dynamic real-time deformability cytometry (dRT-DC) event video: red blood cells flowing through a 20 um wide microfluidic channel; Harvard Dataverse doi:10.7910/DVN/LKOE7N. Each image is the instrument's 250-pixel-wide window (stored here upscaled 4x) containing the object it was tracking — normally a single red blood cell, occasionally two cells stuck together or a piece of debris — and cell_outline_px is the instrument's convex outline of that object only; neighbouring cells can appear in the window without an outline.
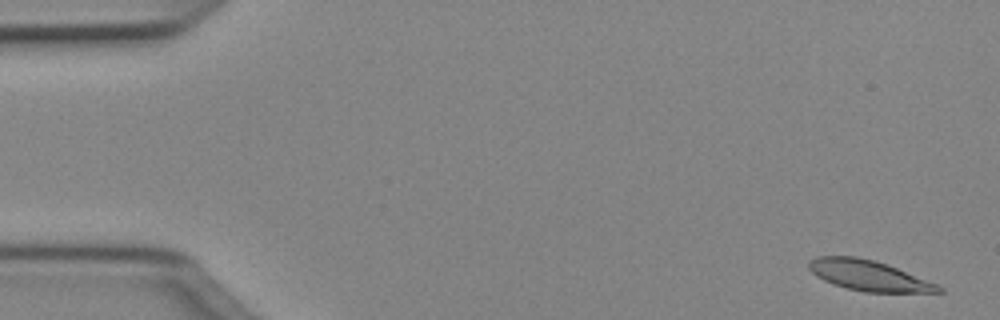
{"species": "Egyptian fruit bat (a non-hibernating species)", "species_latin": "Rousettus aegyptiacus", "temperature_condition": "cold", "stored_images_in_passage": 50, "camera_frame_rate_fps": 3000, "um_per_image_px": 0.085, "animal": {"sex": "female"}, "frame": {"image": 1, "passage_image": 2, "time_ms": 0.333, "image_size_px": [1000, 320], "cell_outline_px": [[944, 292], [864, 292], [832, 284], [816, 276], [808, 268], [808, 260], [816, 256], [856, 256], [888, 264], [940, 284], [944, 288]], "centroid_in_image_um": [73.87, 23.41], "position_along_channel_um": 11.1, "area_um2": 23.24}}
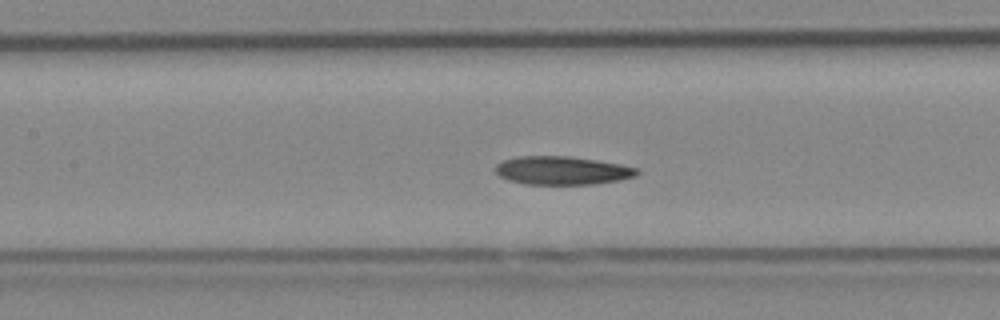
{"frame": {"image": 2, "passage_image": 23, "time_ms": 7.333, "image_size_px": [1000, 320], "cell_outline_px": [[640, 172], [636, 176], [620, 180], [596, 184], [524, 184], [508, 180], [500, 176], [496, 172], [496, 164], [504, 160], [516, 156], [568, 156], [596, 160], [620, 164], [640, 168]], "centroid_in_image_um": [47.81, 14.49], "position_along_channel_um": 159.6, "area_um2": 23.52}}
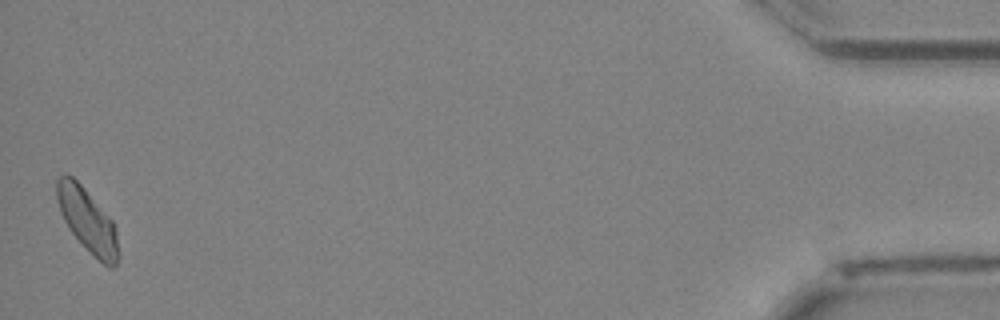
{"frame": {"image": 3, "passage_image": 50, "time_ms": 16.333, "image_size_px": [1000, 320], "cell_outline_px": [[120, 256], [116, 264], [112, 268], [108, 268], [72, 232], [64, 220], [60, 212], [56, 200], [56, 180], [64, 172], [72, 176], [84, 188], [112, 220], [116, 232]], "centroid_in_image_um": [7.43, 18.69], "position_along_channel_um": 427.8, "area_um2": 22.37}, "authors_computed_cell_mechanics": {"area_um2": 23.2934, "velocity_mm_per_s": 3.9925, "shape_relaxation_time_tau1_ms": null, "shape_relaxation_time_tau2_ms": 6.1631, "deformation_change_tau1": null, "deformation_change_tau2": 0.1137}}